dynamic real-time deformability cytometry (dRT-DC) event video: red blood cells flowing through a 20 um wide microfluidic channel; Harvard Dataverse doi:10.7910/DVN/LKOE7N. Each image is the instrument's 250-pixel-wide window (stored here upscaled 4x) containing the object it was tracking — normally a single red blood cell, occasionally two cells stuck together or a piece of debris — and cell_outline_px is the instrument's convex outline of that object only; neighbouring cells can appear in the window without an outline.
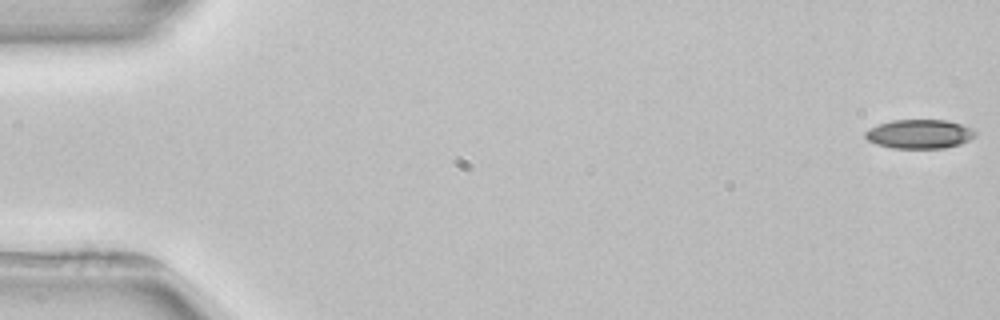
{"species": "common noctule bat (a hibernating species)", "species_latin": "Nyctalus noctula", "temperature_condition": "room temperature", "stored_images_in_passage": 5, "camera_frame_rate_fps": 3000, "um_per_image_px": 0.085, "animal": {"sex": "female", "body_mass_g": 22.7, "forearm_length_mm": 54.2}, "frame": {"image": 1, "passage_image": 1, "time_ms": 0.0, "image_size_px": [1000, 320], "cell_outline_px": [[976, 136], [960, 144], [944, 148], [892, 148], [876, 144], [868, 140], [864, 136], [864, 132], [868, 128], [892, 120], [948, 120], [972, 128], [976, 132]], "centroid_in_image_um": [78.14, 11.39], "position_along_channel_um": 6.9, "area_um2": 18.67}}
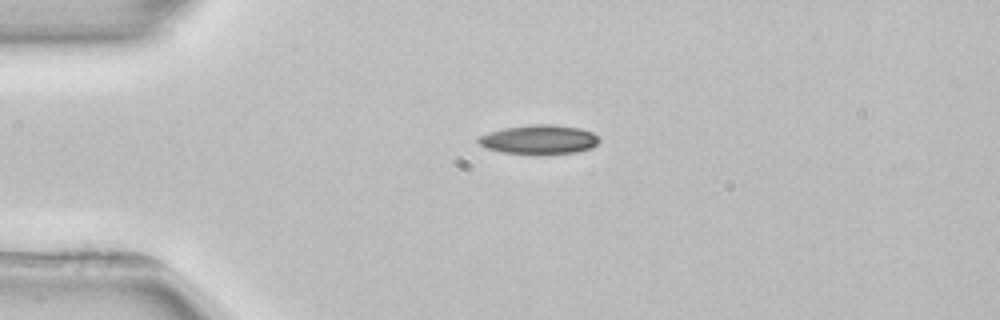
{"frame": {"image": 2, "passage_image": 3, "time_ms": 4.0, "image_size_px": [1000, 320], "cell_outline_px": [[600, 140], [592, 148], [576, 152], [504, 152], [484, 148], [476, 140], [480, 136], [488, 132], [504, 128], [532, 124], [552, 124], [580, 128], [592, 132]], "centroid_in_image_um": [45.81, 11.82], "position_along_channel_um": 39.2, "area_um2": 19.94}}